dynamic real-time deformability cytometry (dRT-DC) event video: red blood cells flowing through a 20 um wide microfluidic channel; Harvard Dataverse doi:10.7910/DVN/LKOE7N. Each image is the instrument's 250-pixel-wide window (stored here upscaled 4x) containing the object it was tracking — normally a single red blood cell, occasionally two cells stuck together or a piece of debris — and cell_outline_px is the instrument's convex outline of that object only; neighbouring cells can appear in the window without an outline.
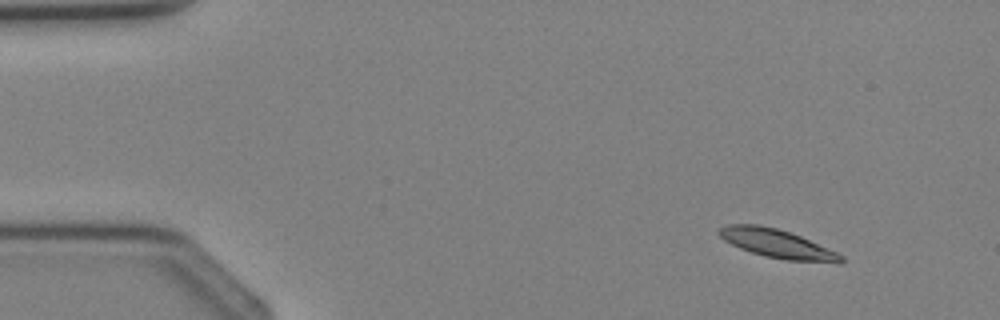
{"species": "Egyptian fruit bat (a non-hibernating species)", "species_latin": "Rousettus aegyptiacus", "temperature_condition": "cold", "stored_images_in_passage": 3, "camera_frame_rate_fps": 3000, "um_per_image_px": 0.085, "animal": {"sex": "female"}, "frame": {"image": 1, "passage_image": 1, "time_ms": 0.0, "image_size_px": [1000, 320], "cell_outline_px": [[844, 260], [840, 264], [784, 260], [764, 256], [740, 248], [724, 240], [716, 232], [720, 228], [728, 224], [756, 224], [776, 228], [800, 236], [836, 252], [844, 256]], "centroid_in_image_um": [66.08, 20.73], "position_along_channel_um": 18.9, "area_um2": 20.35}}
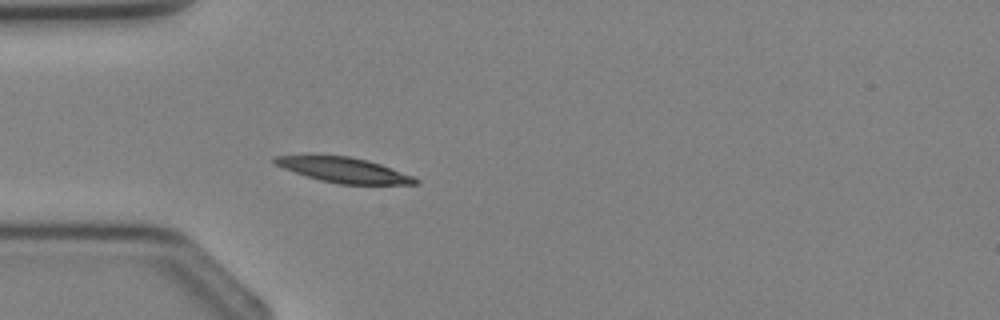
{"frame": {"image": 2, "passage_image": 3, "time_ms": 2.333, "image_size_px": [1000, 320], "cell_outline_px": [[420, 184], [340, 184], [320, 180], [272, 164], [272, 160], [276, 156], [348, 156], [368, 160], [380, 164], [412, 176], [420, 180]], "centroid_in_image_um": [29.25, 14.46], "position_along_channel_um": 55.7, "area_um2": 20.11}}